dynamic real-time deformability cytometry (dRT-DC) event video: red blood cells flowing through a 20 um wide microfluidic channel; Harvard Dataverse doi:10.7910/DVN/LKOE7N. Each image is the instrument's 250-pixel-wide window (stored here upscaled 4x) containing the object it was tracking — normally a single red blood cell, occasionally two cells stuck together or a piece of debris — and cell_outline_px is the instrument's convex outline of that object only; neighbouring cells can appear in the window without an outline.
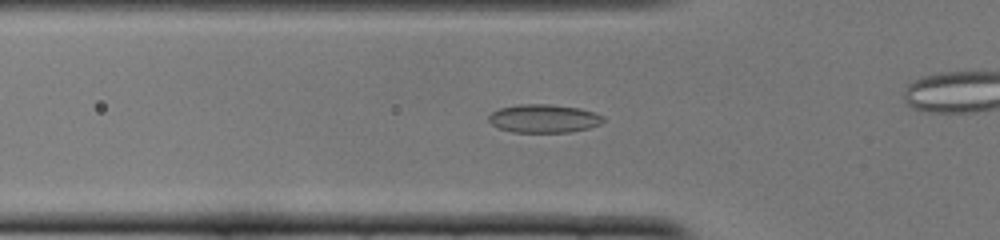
{"species": "common noctule bat (a hibernating species)", "species_latin": "Nyctalus noctula", "temperature_condition": "cold", "stored_images_in_passage": 41, "camera_frame_rate_fps": 3000, "um_per_image_px": 0.085, "animal": {"sex": "female", "body_mass_g": 22.0, "forearm_length_mm": 56.7}, "frame": {"image": 1, "passage_image": 16, "time_ms": 5.0, "image_size_px": [1000, 240], "cell_outline_px": [[604, 120], [600, 124], [588, 128], [568, 132], [512, 132], [500, 128], [492, 124], [488, 120], [488, 116], [492, 112], [500, 108], [520, 104], [548, 104], [580, 108], [604, 116]], "centroid_in_image_um": [46.22, 10.07], "position_along_channel_um": 79.6, "area_um2": 18.79}}
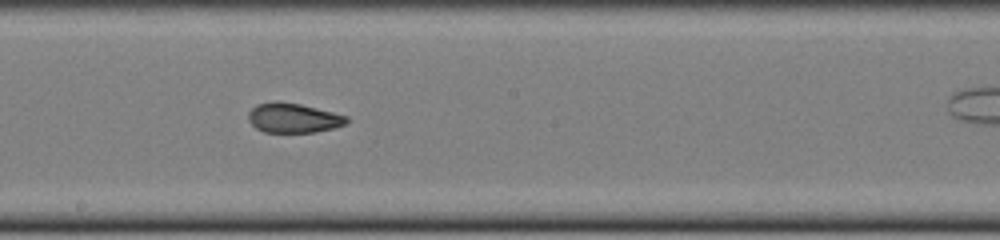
{"frame": {"image": 2, "passage_image": 27, "time_ms": 8.667, "image_size_px": [1000, 240], "cell_outline_px": [[348, 120], [344, 124], [332, 128], [316, 132], [264, 132], [256, 128], [248, 120], [248, 112], [256, 104], [276, 100], [280, 100], [300, 104], [348, 116]], "centroid_in_image_um": [24.88, 10.01], "position_along_channel_um": 223.3, "area_um2": 16.99}}
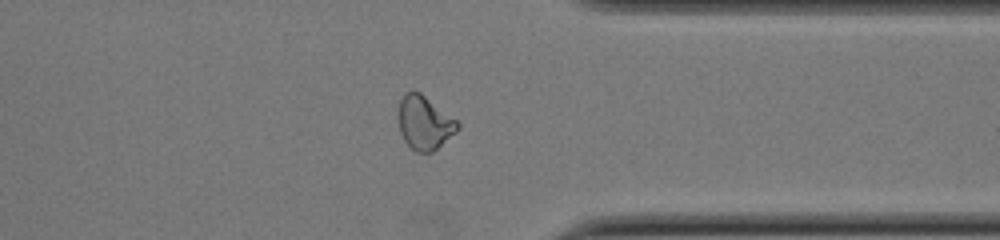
{"frame": {"image": 3, "passage_image": 39, "time_ms": 12.667, "image_size_px": [1000, 240], "cell_outline_px": [[460, 128], [456, 132], [432, 152], [416, 152], [404, 140], [400, 132], [396, 116], [400, 100], [408, 92], [420, 92], [456, 120], [460, 124]], "centroid_in_image_um": [36.05, 10.44], "position_along_channel_um": 375.3, "area_um2": 18.38}}